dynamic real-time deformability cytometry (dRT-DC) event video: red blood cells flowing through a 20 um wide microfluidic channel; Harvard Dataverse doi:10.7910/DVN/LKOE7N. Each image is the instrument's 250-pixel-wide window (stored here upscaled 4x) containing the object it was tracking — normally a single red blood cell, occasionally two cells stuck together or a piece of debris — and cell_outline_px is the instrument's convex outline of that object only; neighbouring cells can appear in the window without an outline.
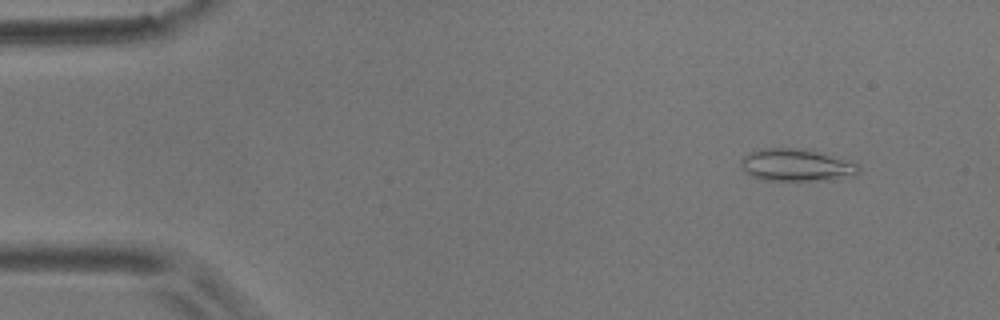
{"species": "common noctule bat (a hibernating species)", "species_latin": "Nyctalus noctula", "temperature_condition": "room temperature", "stored_images_in_passage": 4, "camera_frame_rate_fps": 3000, "um_per_image_px": 0.085, "animal": {"sex": "male", "body_mass_g": 17.9}, "frame": {"image": 1, "passage_image": 1, "time_ms": 0.0, "image_size_px": [1000, 320], "cell_outline_px": [[860, 172], [856, 176], [824, 180], [760, 180], [748, 176], [744, 172], [740, 164], [740, 160], [744, 156], [760, 148], [804, 148], [856, 164], [860, 168]], "centroid_in_image_um": [67.62, 14.05], "position_along_channel_um": 17.4, "area_um2": 22.14}}